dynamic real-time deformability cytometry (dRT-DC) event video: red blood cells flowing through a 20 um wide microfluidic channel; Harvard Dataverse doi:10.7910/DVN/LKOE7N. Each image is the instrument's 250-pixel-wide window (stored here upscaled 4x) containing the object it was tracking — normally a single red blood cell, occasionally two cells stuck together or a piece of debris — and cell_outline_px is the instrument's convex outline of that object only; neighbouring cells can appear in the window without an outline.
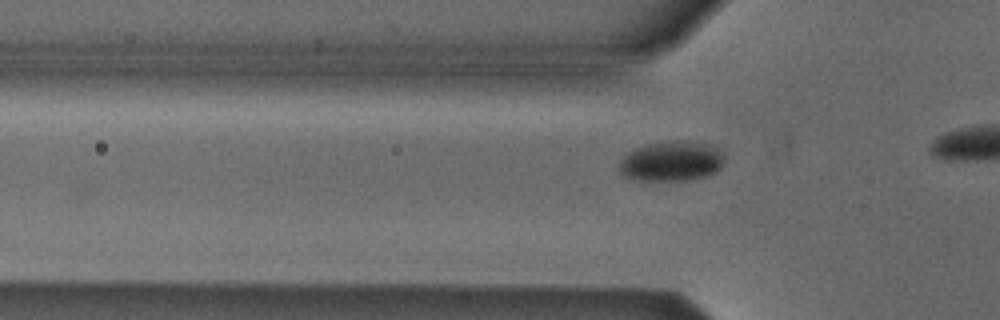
{"species": "Egyptian fruit bat (a non-hibernating species)", "species_latin": "Rousettus aegyptiacus", "temperature_condition": "cold", "stored_images_in_passage": 5, "segment_of_instrument_passage": [1, 2], "camera_frame_rate_fps": 3000, "um_per_image_px": 0.085, "animal": {"sex": "male"}, "frame": {"image": 1, "passage_image": 3, "time_ms": 2.333, "image_size_px": [1000, 320], "cell_outline_px": [[720, 168], [704, 176], [688, 180], [632, 180], [624, 176], [620, 172], [620, 160], [628, 152], [636, 148], [648, 144], [668, 140], [696, 140], [712, 144], [720, 152]], "centroid_in_image_um": [57.02, 13.67], "position_along_channel_um": 68.8, "area_um2": 24.45}}